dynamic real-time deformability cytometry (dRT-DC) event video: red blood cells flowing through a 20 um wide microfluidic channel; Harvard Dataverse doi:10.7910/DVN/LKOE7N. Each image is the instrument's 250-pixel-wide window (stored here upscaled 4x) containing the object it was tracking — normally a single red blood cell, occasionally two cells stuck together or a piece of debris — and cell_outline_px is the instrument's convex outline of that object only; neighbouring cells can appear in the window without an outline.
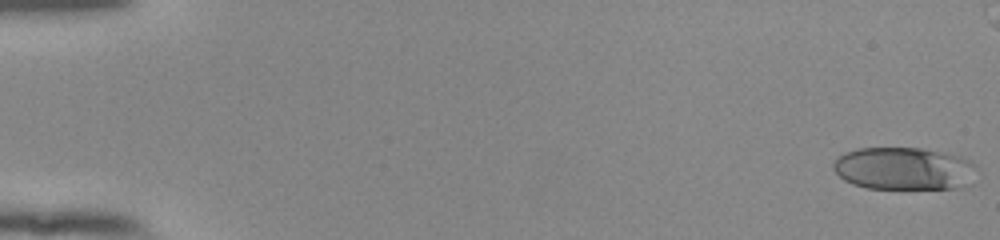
{"species": "human", "species_latin": "Homo sapiens", "temperature_condition": "room temperature", "stored_images_in_passage": 45, "camera_frame_rate_fps": 3000, "um_per_image_px": 0.085, "donor": {"sex": "female"}, "frame": {"image": 1, "passage_image": 1, "time_ms": 0.0, "image_size_px": [1000, 240], "cell_outline_px": [[976, 164], [952, 188], [868, 188], [852, 184], [844, 180], [832, 168], [832, 164], [844, 152], [856, 148], [920, 148], [960, 156], [972, 160]], "centroid_in_image_um": [76.63, 14.29], "position_along_channel_um": 8.4, "area_um2": 34.28}}
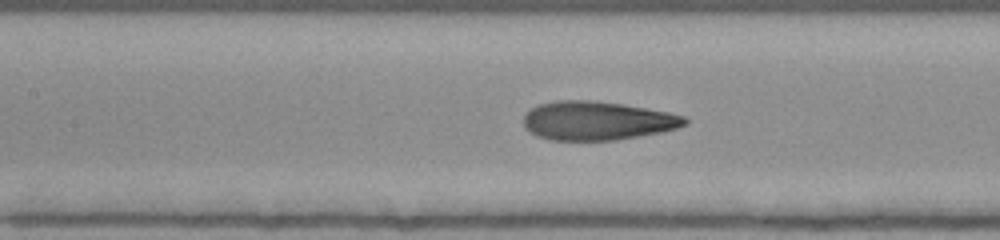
{"frame": {"image": 2, "passage_image": 26, "time_ms": 8.333, "image_size_px": [1000, 240], "cell_outline_px": [[688, 124], [676, 128], [660, 132], [616, 140], [548, 140], [536, 136], [524, 128], [524, 116], [536, 104], [556, 100], [596, 100], [668, 112], [684, 116], [688, 120]], "centroid_in_image_um": [50.72, 10.26], "position_along_channel_um": 156.7, "area_um2": 36.47}}
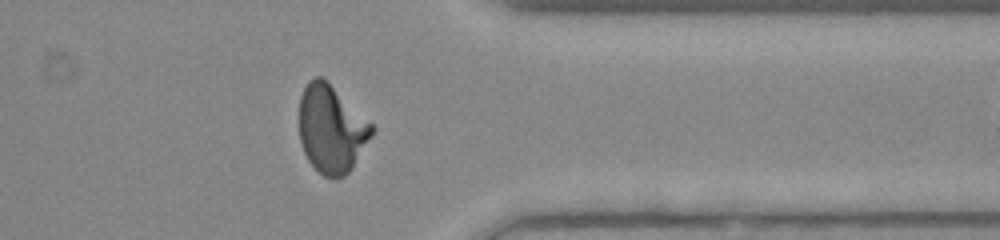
{"frame": {"image": 3, "passage_image": 44, "time_ms": 14.333, "image_size_px": [1000, 240], "cell_outline_px": [[376, 128], [372, 136], [352, 168], [344, 176], [332, 180], [324, 176], [308, 160], [304, 152], [300, 140], [300, 96], [308, 80], [316, 76], [324, 76]], "centroid_in_image_um": [28.18, 10.94], "position_along_channel_um": 383.2, "area_um2": 37.28}}